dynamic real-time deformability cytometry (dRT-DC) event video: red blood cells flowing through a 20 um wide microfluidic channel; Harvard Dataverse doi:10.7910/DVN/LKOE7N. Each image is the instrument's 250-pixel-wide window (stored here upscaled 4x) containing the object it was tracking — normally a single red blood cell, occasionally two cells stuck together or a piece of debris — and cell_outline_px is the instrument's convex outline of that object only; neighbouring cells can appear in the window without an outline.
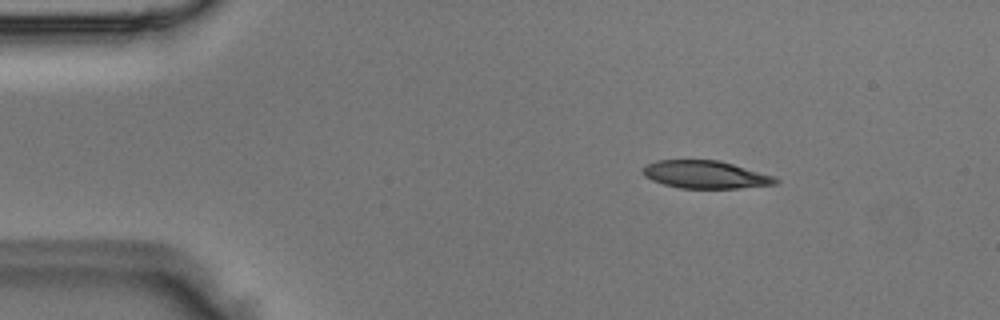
{"species": "Egyptian fruit bat (a non-hibernating species)", "species_latin": "Rousettus aegyptiacus", "temperature_condition": "room temperature", "stored_images_in_passage": 3, "camera_frame_rate_fps": 3000, "um_per_image_px": 0.085, "animal": {"sex": "male"}, "frame": {"image": 1, "passage_image": 1, "time_ms": 0.0, "image_size_px": [1000, 320], "cell_outline_px": [[780, 180], [776, 184], [736, 188], [680, 188], [664, 184], [652, 180], [644, 176], [644, 164], [656, 160], [720, 160], [776, 176]], "centroid_in_image_um": [59.99, 14.83], "position_along_channel_um": 25.0, "area_um2": 21.5}}
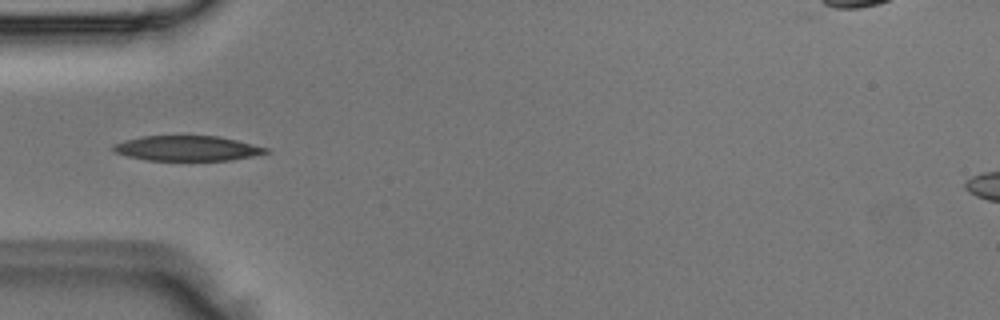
{"frame": {"image": 2, "passage_image": 3, "time_ms": 0.667, "image_size_px": [1000, 320], "cell_outline_px": [[272, 152], [232, 160], [148, 160], [128, 156], [112, 152], [112, 144], [124, 140], [144, 136], [216, 136], [236, 140], [268, 148]], "centroid_in_image_um": [15.89, 12.61], "position_along_channel_um": 69.1, "area_um2": 22.25}}